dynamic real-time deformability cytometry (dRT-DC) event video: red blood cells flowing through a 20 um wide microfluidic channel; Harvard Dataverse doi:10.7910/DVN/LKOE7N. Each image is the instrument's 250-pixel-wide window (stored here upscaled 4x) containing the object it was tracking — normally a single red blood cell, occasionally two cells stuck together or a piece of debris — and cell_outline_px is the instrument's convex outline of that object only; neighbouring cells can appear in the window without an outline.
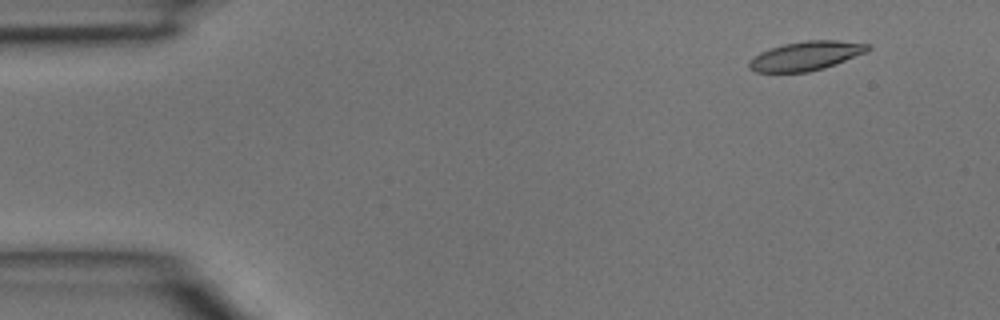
{"species": "common noctule bat (a hibernating species)", "species_latin": "Nyctalus noctula", "temperature_condition": "room temperature", "stored_images_in_passage": 45, "camera_frame_rate_fps": 3000, "um_per_image_px": 0.085, "animal": {"sex": "male", "body_mass_g": 15.6}, "frame": {"image": 1, "passage_image": 4, "time_ms": 1.0, "image_size_px": [1000, 320], "cell_outline_px": [[872, 48], [868, 52], [824, 68], [808, 72], [756, 72], [748, 68], [748, 64], [760, 52], [784, 44], [808, 40], [836, 40], [868, 44]], "centroid_in_image_um": [68.55, 4.75], "position_along_channel_um": 16.5, "area_um2": 19.94}}
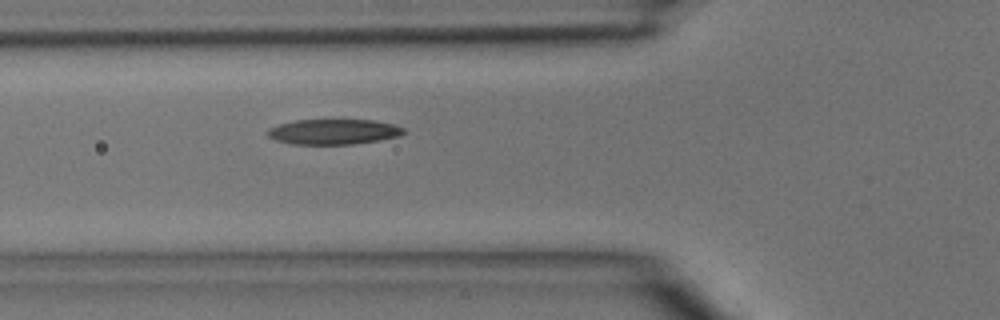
{"frame": {"image": 2, "passage_image": 16, "time_ms": 5.0, "image_size_px": [1000, 320], "cell_outline_px": [[408, 132], [400, 136], [380, 140], [352, 144], [292, 144], [276, 140], [268, 136], [264, 132], [268, 128], [280, 124], [296, 120], [376, 120], [392, 124], [404, 128]], "centroid_in_image_um": [28.37, 11.2], "position_along_channel_um": 97.4, "area_um2": 20.17}}
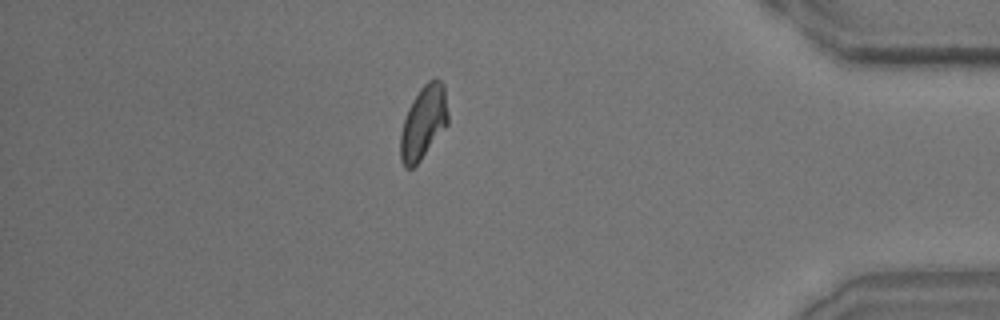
{"frame": {"image": 3, "passage_image": 39, "time_ms": 12.667, "image_size_px": [1000, 320], "cell_outline_px": [[448, 124], [420, 160], [412, 168], [404, 168], [400, 160], [400, 132], [408, 108], [412, 100], [420, 88], [428, 80], [440, 80], [444, 84], [448, 112]], "centroid_in_image_um": [35.98, 10.41], "position_along_channel_um": 399.2, "area_um2": 20.29}}